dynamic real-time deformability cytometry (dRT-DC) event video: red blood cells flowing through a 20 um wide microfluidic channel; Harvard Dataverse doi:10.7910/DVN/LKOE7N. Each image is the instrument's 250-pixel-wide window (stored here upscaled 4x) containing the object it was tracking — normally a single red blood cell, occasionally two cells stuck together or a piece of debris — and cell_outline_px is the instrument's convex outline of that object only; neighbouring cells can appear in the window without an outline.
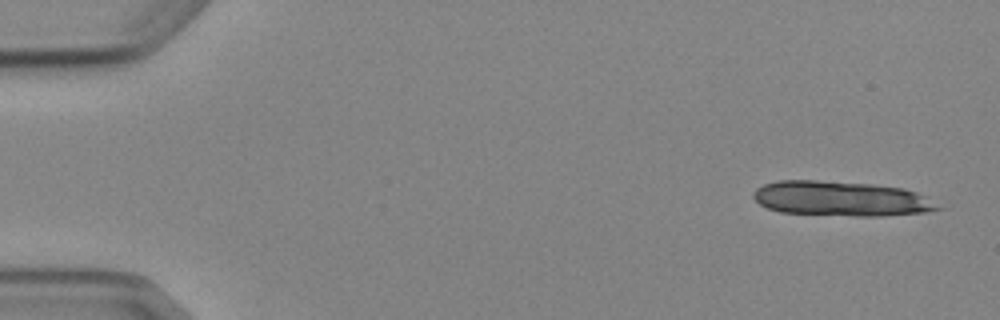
{"species": "Egyptian fruit bat (a non-hibernating species)", "species_latin": "Rousettus aegyptiacus", "temperature_condition": "cold", "stored_images_in_passage": 5, "camera_frame_rate_fps": 3000, "um_per_image_px": 0.085, "animal": {"sex": "female"}, "frame": {"image": 1, "passage_image": 1, "time_ms": 0.0, "image_size_px": [1000, 320], "cell_outline_px": [[944, 208], [924, 212], [884, 216], [856, 216], [780, 212], [768, 208], [760, 204], [752, 196], [752, 192], [756, 188], [764, 184], [776, 180], [816, 180], [872, 184], [904, 188], [916, 192], [924, 196]], "centroid_in_image_um": [71.47, 16.88], "position_along_channel_um": 13.5, "area_um2": 37.51}}
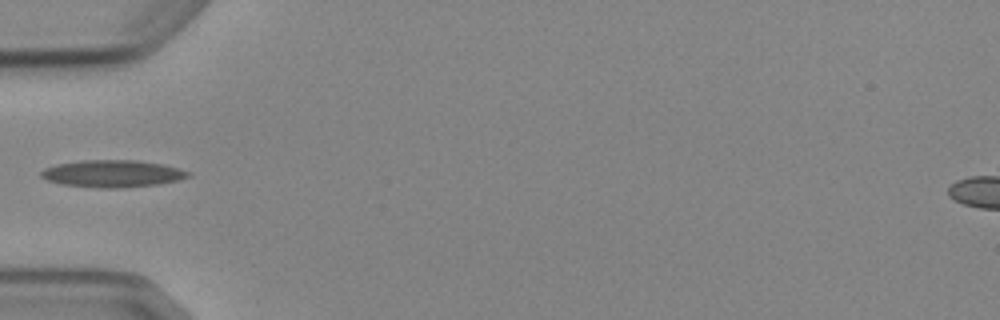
{"frame": {"image": 2, "passage_image": 5, "time_ms": 5.333, "image_size_px": [1000, 320], "cell_outline_px": [[192, 176], [176, 180], [156, 184], [120, 188], [100, 188], [60, 184], [48, 180], [40, 176], [40, 172], [44, 168], [56, 164], [80, 160], [136, 160], [160, 164], [192, 172]], "centroid_in_image_um": [9.52, 14.75], "position_along_channel_um": 75.5, "area_um2": 23.18}}